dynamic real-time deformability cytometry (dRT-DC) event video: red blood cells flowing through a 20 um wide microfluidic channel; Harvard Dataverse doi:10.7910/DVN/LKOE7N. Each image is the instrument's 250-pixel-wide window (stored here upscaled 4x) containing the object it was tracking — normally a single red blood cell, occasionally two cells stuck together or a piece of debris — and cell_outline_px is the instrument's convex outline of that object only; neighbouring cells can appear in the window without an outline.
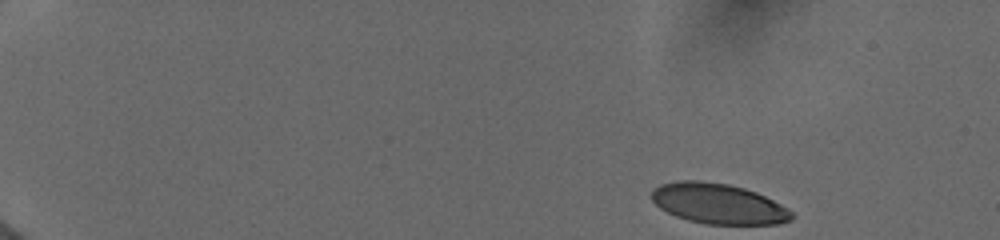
{"species": "human", "species_latin": "Homo sapiens", "temperature_condition": "cold", "stored_images_in_passage": 35, "camera_frame_rate_fps": 3000, "um_per_image_px": 0.085, "donor": {"sex": "female"}, "frame": {"image": 1, "passage_image": 1, "time_ms": 0.0, "image_size_px": [1000, 240], "cell_outline_px": [[792, 220], [780, 224], [704, 224], [688, 220], [676, 216], [660, 208], [652, 200], [652, 188], [660, 184], [680, 180], [700, 180], [728, 184], [744, 188], [756, 192], [788, 208], [792, 212]], "centroid_in_image_um": [61.05, 17.31], "position_along_channel_um": 24.0, "area_um2": 32.95}}
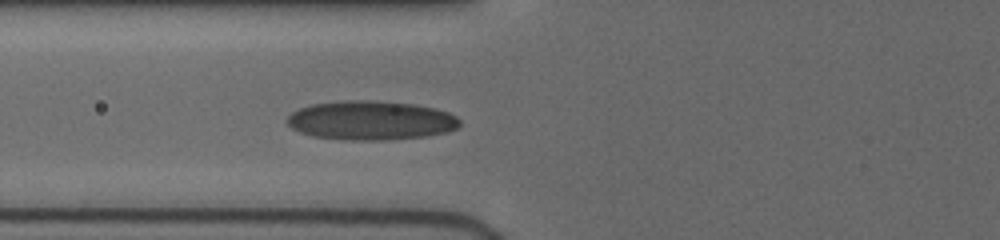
{"frame": {"image": 2, "passage_image": 29, "time_ms": 5.333, "image_size_px": [1000, 240], "cell_outline_px": [[460, 124], [456, 128], [444, 132], [428, 136], [384, 140], [356, 140], [316, 136], [300, 132], [292, 128], [284, 120], [292, 112], [300, 108], [312, 104], [348, 100], [376, 100], [412, 104], [436, 108], [448, 112], [456, 116], [460, 120]], "centroid_in_image_um": [31.53, 10.22], "position_along_channel_um": 94.3, "area_um2": 39.19}}
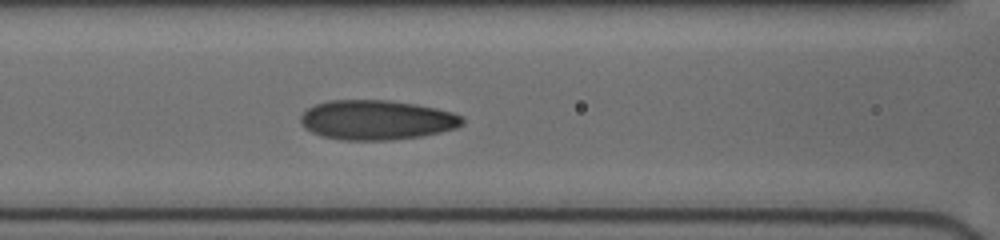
{"frame": {"image": 3, "passage_image": 34, "time_ms": 6.333, "image_size_px": [1000, 240], "cell_outline_px": [[464, 124], [456, 128], [440, 132], [420, 136], [392, 140], [340, 140], [320, 136], [304, 128], [300, 124], [300, 116], [308, 108], [316, 104], [328, 100], [388, 100], [416, 104], [436, 108], [452, 112], [464, 116]], "centroid_in_image_um": [32.01, 10.2], "position_along_channel_um": 134.6, "area_um2": 37.69}}